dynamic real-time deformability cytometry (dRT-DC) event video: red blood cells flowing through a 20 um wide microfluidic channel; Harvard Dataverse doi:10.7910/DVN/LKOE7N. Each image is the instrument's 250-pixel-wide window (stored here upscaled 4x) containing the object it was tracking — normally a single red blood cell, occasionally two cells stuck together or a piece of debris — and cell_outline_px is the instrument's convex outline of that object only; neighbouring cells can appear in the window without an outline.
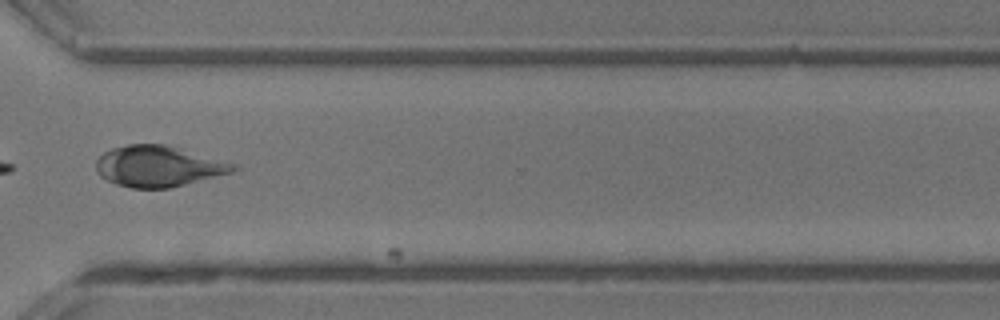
{"species": "common noctule bat (a hibernating species)", "species_latin": "Nyctalus noctula", "temperature_condition": "room temperature", "stored_images_in_passage": 33, "camera_frame_rate_fps": 3000, "um_per_image_px": 0.085, "animal": {"sex": "male", "body_mass_g": 13.3}, "frame": {"image": 1, "passage_image": 31, "time_ms": 10.0, "image_size_px": [1000, 320], "cell_outline_px": [[240, 168], [232, 172], [168, 188], [132, 188], [116, 184], [100, 176], [96, 172], [96, 160], [104, 152], [112, 148], [128, 144], [164, 144], [180, 148], [236, 164]], "centroid_in_image_um": [13.43, 14.12], "position_along_channel_um": 357.2, "area_um2": 32.48}}